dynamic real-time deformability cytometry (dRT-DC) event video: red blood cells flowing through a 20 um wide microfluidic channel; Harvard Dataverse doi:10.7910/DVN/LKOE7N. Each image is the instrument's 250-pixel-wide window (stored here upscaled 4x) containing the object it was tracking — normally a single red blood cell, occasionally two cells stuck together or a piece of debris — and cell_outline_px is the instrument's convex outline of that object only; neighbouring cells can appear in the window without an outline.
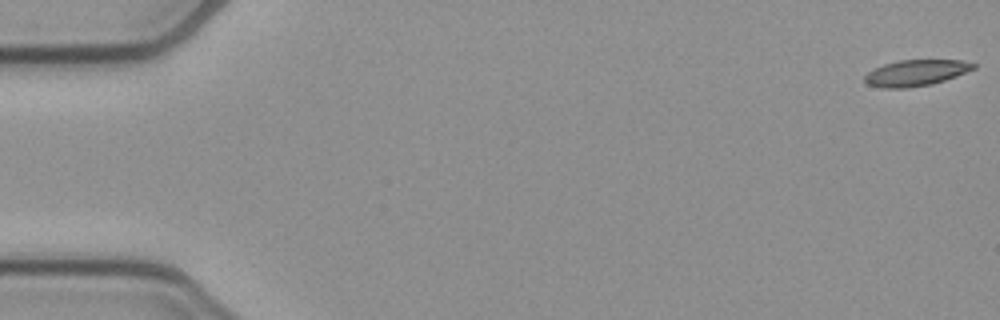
{"species": "common noctule bat (a hibernating species)", "species_latin": "Nyctalus noctula", "temperature_condition": "cold", "stored_images_in_passage": 11, "camera_frame_rate_fps": 3000, "um_per_image_px": 0.085, "animal": {"sex": "female", "body_mass_g": 21.9}, "frame": {"image": 1, "passage_image": 1, "time_ms": 0.0, "image_size_px": [1000, 320], "cell_outline_px": [[976, 68], [956, 76], [932, 84], [904, 88], [884, 88], [868, 84], [864, 80], [864, 76], [868, 72], [884, 64], [900, 60], [964, 60], [976, 64]], "centroid_in_image_um": [77.87, 6.19], "position_along_channel_um": 7.1, "area_um2": 16.42}}